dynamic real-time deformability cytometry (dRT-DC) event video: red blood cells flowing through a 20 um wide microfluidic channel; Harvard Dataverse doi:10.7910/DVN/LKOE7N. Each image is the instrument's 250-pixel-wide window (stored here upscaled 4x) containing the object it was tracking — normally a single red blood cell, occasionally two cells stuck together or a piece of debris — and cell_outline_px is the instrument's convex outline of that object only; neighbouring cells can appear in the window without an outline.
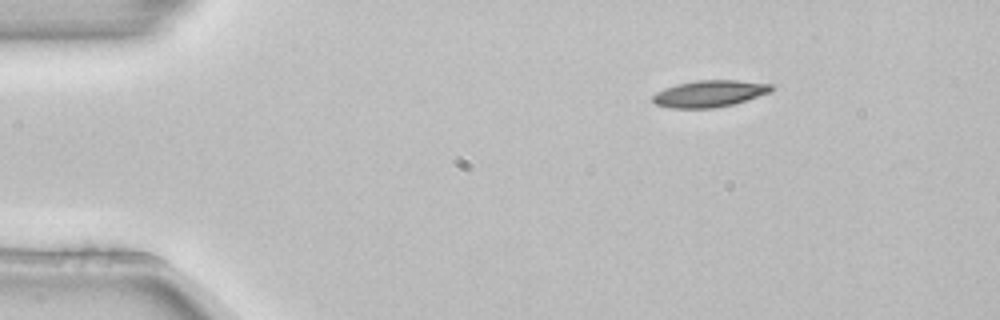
{"species": "common noctule bat (a hibernating species)", "species_latin": "Nyctalus noctula", "temperature_condition": "room temperature", "stored_images_in_passage": 3, "camera_frame_rate_fps": 3000, "um_per_image_px": 0.085, "animal": {"sex": "female", "body_mass_g": 22.7, "forearm_length_mm": 54.2}, "frame": {"image": 1, "passage_image": 1, "time_ms": 0.0, "image_size_px": [1000, 320], "cell_outline_px": [[772, 92], [732, 104], [712, 108], [668, 108], [656, 104], [652, 100], [652, 96], [656, 92], [664, 88], [676, 84], [696, 80], [736, 80], [772, 84]], "centroid_in_image_um": [60.28, 7.95], "position_along_channel_um": 24.7, "area_um2": 18.44}}
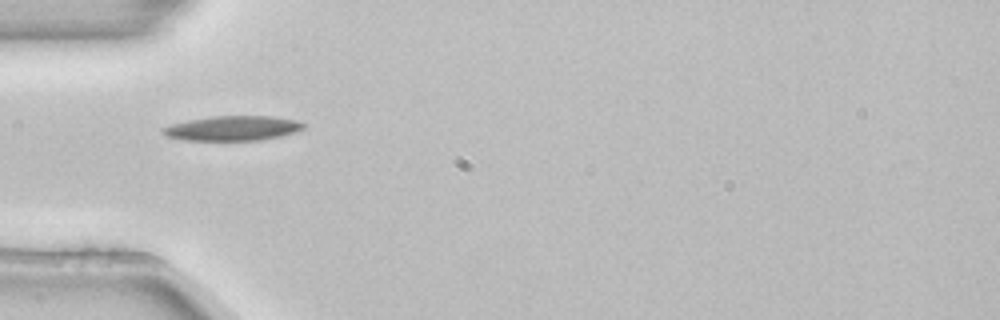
{"frame": {"image": 2, "passage_image": 3, "time_ms": 0.667, "image_size_px": [1000, 320], "cell_outline_px": [[304, 128], [280, 136], [260, 140], [184, 140], [168, 136], [160, 132], [160, 128], [172, 124], [188, 120], [212, 116], [272, 116], [296, 120], [304, 124]], "centroid_in_image_um": [19.73, 10.89], "position_along_channel_um": 65.3, "area_um2": 20.11}}